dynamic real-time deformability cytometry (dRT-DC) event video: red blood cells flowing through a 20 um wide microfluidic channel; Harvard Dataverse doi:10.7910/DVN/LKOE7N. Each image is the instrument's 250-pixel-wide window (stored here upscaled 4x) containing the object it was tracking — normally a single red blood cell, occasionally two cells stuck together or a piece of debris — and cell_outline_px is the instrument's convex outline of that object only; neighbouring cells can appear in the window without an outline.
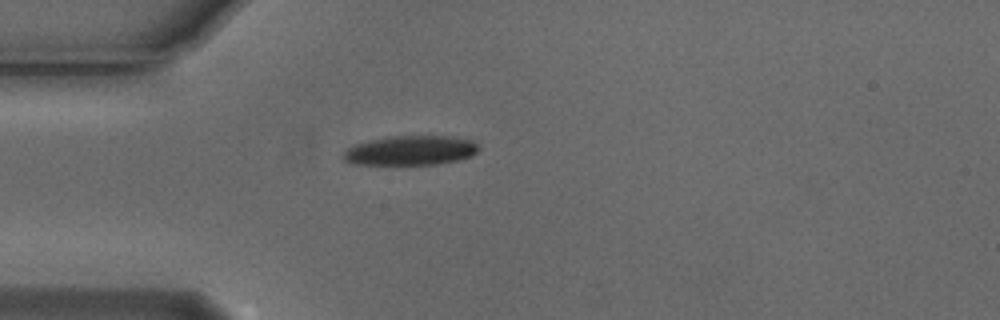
{"species": "Egyptian fruit bat (a non-hibernating species)", "species_latin": "Rousettus aegyptiacus", "temperature_condition": "cold", "stored_images_in_passage": 2, "camera_frame_rate_fps": 3000, "um_per_image_px": 0.085, "animal": {"sex": "male"}, "frame": {"image": 1, "passage_image": 1, "time_ms": 0.0, "image_size_px": [1000, 320], "cell_outline_px": [[480, 148], [472, 156], [456, 160], [436, 164], [352, 164], [344, 160], [340, 156], [348, 148], [356, 144], [388, 136], [448, 136], [472, 140]], "centroid_in_image_um": [34.88, 12.79], "position_along_channel_um": 50.1, "area_um2": 23.12}}